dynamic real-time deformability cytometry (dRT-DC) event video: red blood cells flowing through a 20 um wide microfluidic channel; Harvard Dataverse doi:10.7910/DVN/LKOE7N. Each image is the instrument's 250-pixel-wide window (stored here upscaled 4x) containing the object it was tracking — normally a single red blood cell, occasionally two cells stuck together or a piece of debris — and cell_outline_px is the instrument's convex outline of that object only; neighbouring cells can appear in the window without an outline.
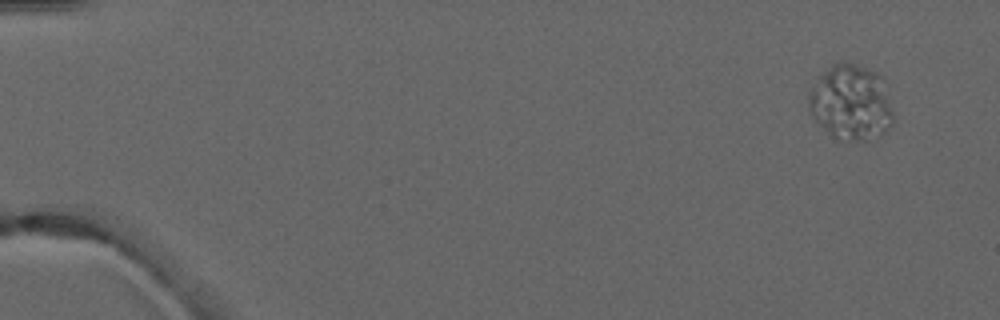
{"species": "common noctule bat (a hibernating species)", "species_latin": "Nyctalus noctula", "temperature_condition": "warm", "stored_images_in_passage": 6, "camera_frame_rate_fps": 3000, "um_per_image_px": 0.085, "animal": {"sex": "male", "forearm_length_mm": 52.5}, "frame": {"image": 1, "passage_image": 1, "time_ms": 0.0, "image_size_px": [1000, 320], "cell_outline_px": [[892, 124], [884, 132], [868, 140], [836, 140], [812, 116], [808, 104], [808, 92], [820, 76], [836, 60], [852, 64], [876, 72], [884, 76], [892, 112]], "centroid_in_image_um": [72.33, 8.7], "position_along_channel_um": 12.7, "area_um2": 37.05}}
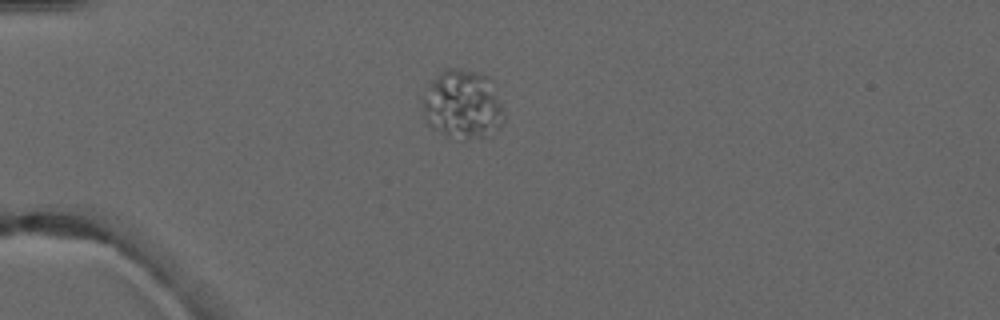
{"frame": {"image": 2, "passage_image": 4, "time_ms": 3.667, "image_size_px": [1000, 320], "cell_outline_px": [[504, 120], [496, 132], [492, 136], [464, 140], [460, 140], [448, 136], [428, 124], [424, 116], [420, 96], [428, 84], [432, 80], [448, 68], [452, 68], [480, 72], [488, 76], [500, 104], [504, 116]], "centroid_in_image_um": [39.3, 8.91], "position_along_channel_um": 45.7, "area_um2": 32.89}}
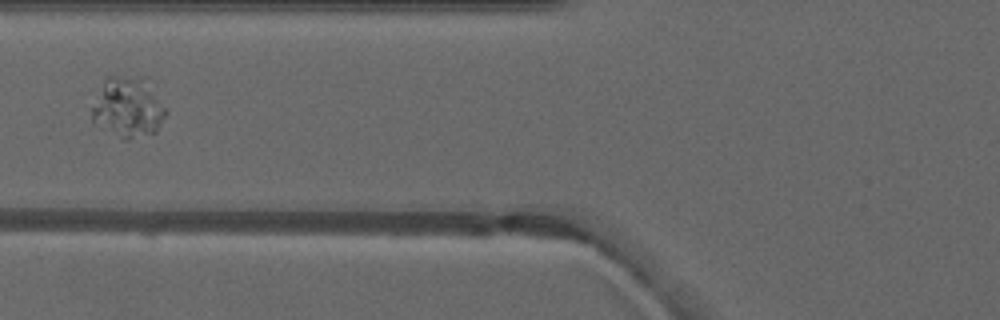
{"frame": {"image": 3, "passage_image": 6, "time_ms": 6.0, "image_size_px": [1000, 320], "cell_outline_px": [[168, 112], [156, 132], [128, 140], [124, 140], [100, 128], [92, 120], [92, 108], [104, 76], [144, 76], [168, 108]], "centroid_in_image_um": [10.9, 9.11], "position_along_channel_um": 114.9, "area_um2": 26.65}}